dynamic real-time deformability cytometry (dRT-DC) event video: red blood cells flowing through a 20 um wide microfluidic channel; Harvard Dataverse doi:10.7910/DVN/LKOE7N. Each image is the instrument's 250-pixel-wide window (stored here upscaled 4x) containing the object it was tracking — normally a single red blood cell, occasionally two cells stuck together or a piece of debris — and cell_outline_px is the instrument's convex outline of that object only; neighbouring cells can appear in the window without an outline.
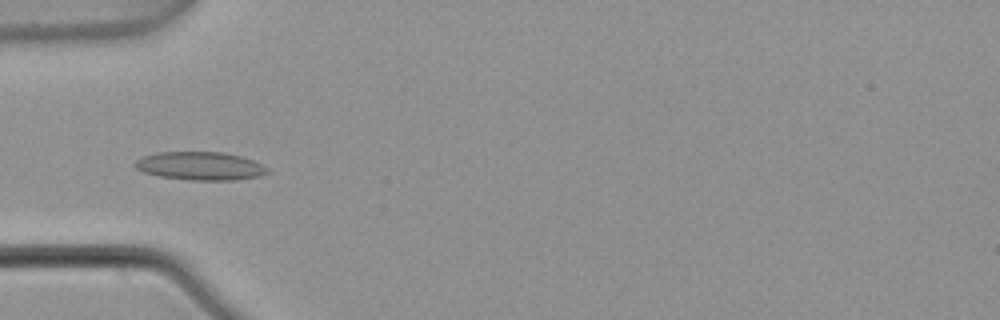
{"species": "common noctule bat (a hibernating species)", "species_latin": "Nyctalus noctula", "temperature_condition": "warm", "stored_images_in_passage": 6, "camera_frame_rate_fps": 3000, "um_per_image_px": 0.085, "animal": {"sex": "male", "body_mass_g": 21.5, "forearm_length_mm": 52.0}, "frame": {"image": 1, "passage_image": 4, "time_ms": 1.0, "image_size_px": [1000, 320], "cell_outline_px": [[272, 172], [260, 176], [236, 180], [188, 180], [160, 176], [144, 172], [136, 168], [132, 164], [136, 160], [144, 156], [156, 152], [224, 152], [240, 156], [252, 160], [268, 168]], "centroid_in_image_um": [17.03, 14.11], "position_along_channel_um": 68.0, "area_um2": 21.91}}
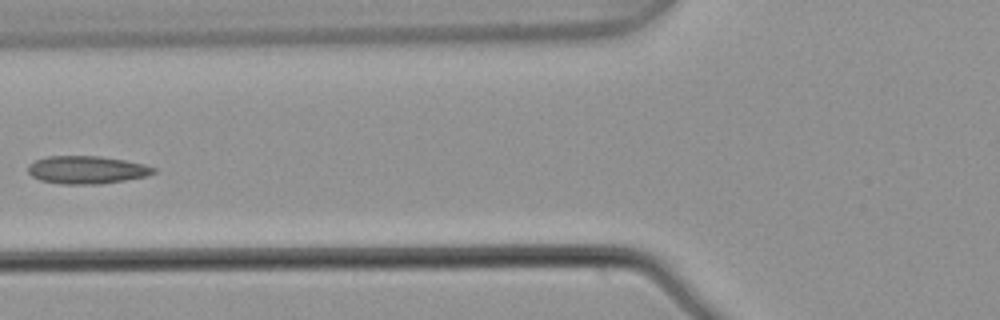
{"frame": {"image": 2, "passage_image": 5, "time_ms": 1.333, "image_size_px": [1000, 320], "cell_outline_px": [[156, 172], [144, 176], [124, 180], [100, 184], [64, 184], [40, 180], [32, 176], [28, 172], [28, 164], [36, 160], [48, 156], [100, 156], [124, 160], [144, 164], [156, 168]], "centroid_in_image_um": [7.36, 14.43], "position_along_channel_um": 118.4, "area_um2": 20.23}}
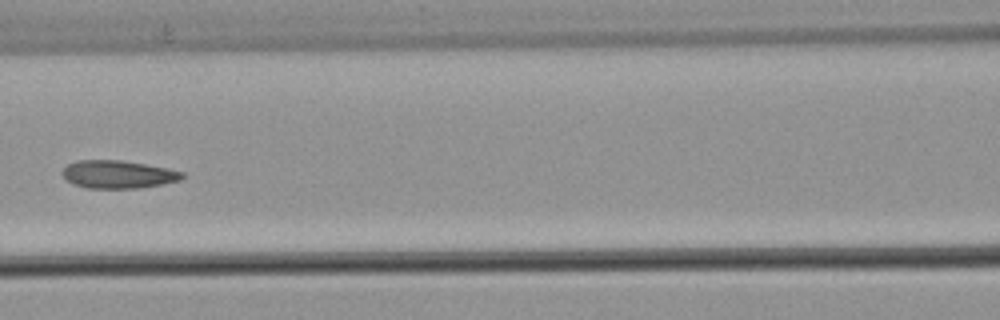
{"frame": {"image": 3, "passage_image": 6, "time_ms": 1.667, "image_size_px": [1000, 320], "cell_outline_px": [[184, 176], [180, 180], [140, 188], [88, 188], [72, 184], [64, 176], [64, 168], [68, 164], [76, 160], [120, 160], [168, 168], [184, 172]], "centroid_in_image_um": [10.04, 14.82], "position_along_channel_um": 156.6, "area_um2": 19.31}}